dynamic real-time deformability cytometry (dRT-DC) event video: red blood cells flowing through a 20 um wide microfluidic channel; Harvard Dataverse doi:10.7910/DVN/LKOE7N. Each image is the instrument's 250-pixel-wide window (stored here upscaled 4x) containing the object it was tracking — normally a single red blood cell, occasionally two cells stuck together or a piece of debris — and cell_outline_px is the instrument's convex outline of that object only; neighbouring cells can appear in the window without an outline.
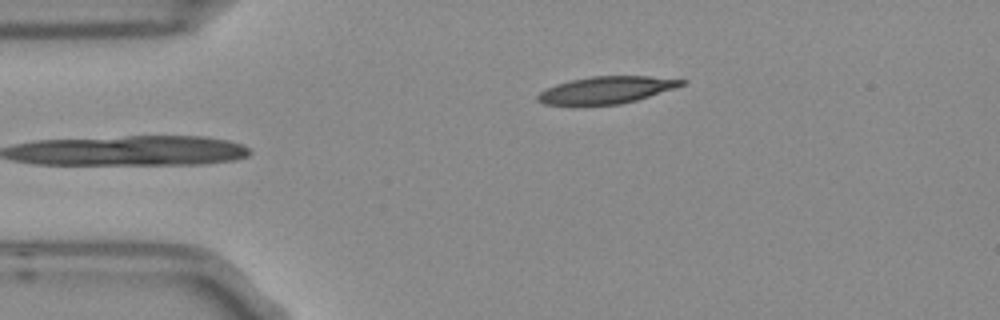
{"species": "Egyptian fruit bat (a non-hibernating species)", "species_latin": "Rousettus aegyptiacus", "temperature_condition": "room temperature", "stored_images_in_passage": 6, "camera_frame_rate_fps": 3000, "um_per_image_px": 0.085, "frame": {"image": 1, "passage_image": 6, "time_ms": 1.667, "image_size_px": [1000, 320], "cell_outline_px": [[688, 80], [684, 84], [676, 88], [636, 100], [620, 104], [544, 104], [536, 100], [536, 96], [540, 92], [556, 84], [572, 80], [592, 76], [648, 76]], "centroid_in_image_um": [51.58, 7.64], "position_along_channel_um": 33.4, "area_um2": 22.37}}